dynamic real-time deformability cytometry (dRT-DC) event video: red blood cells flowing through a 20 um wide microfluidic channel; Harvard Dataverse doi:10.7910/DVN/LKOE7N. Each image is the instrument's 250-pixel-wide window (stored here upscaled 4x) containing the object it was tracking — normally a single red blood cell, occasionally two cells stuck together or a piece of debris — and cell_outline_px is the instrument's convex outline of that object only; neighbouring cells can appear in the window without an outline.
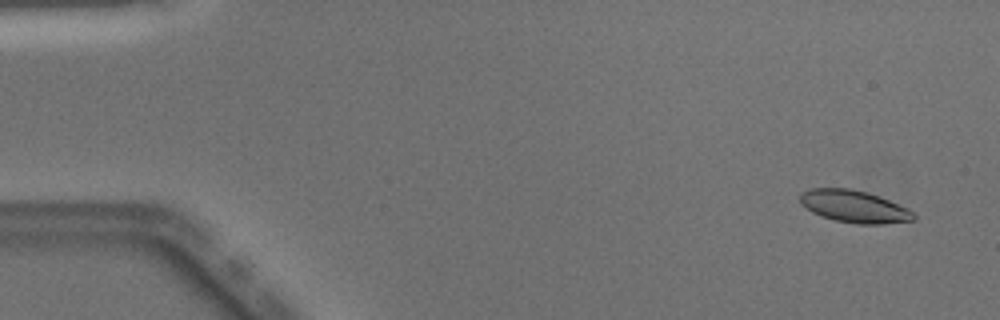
{"species": "Egyptian fruit bat (a non-hibernating species)", "species_latin": "Rousettus aegyptiacus", "temperature_condition": "warm", "stored_images_in_passage": 50, "camera_frame_rate_fps": 3000, "um_per_image_px": 0.085, "animal": {"sex": "male"}, "frame": {"image": 1, "passage_image": 3, "time_ms": 0.667, "image_size_px": [1000, 320], "cell_outline_px": [[916, 216], [912, 220], [884, 224], [856, 224], [836, 220], [820, 216], [812, 212], [800, 200], [800, 192], [812, 188], [852, 188], [868, 192], [880, 196], [908, 208]], "centroid_in_image_um": [72.62, 17.54], "position_along_channel_um": 12.4, "area_um2": 21.33}}
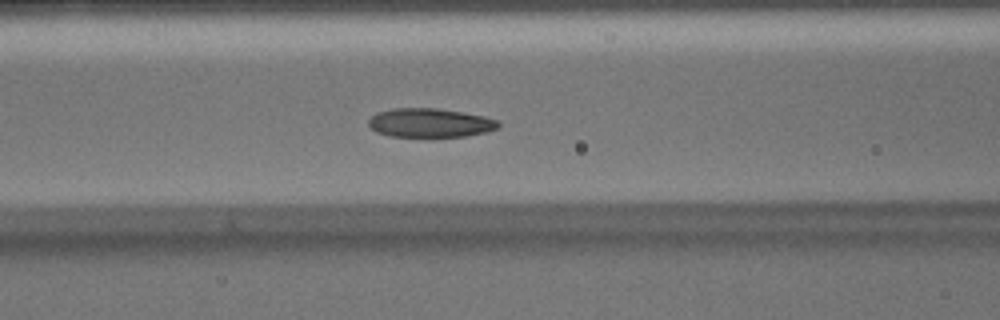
{"frame": {"image": 2, "passage_image": 21, "time_ms": 6.667, "image_size_px": [1000, 320], "cell_outline_px": [[500, 124], [496, 128], [488, 132], [468, 136], [392, 136], [376, 132], [368, 124], [368, 120], [376, 112], [392, 108], [436, 108], [484, 116], [500, 120]], "centroid_in_image_um": [36.56, 10.43], "position_along_channel_um": 130.0, "area_um2": 21.85}}
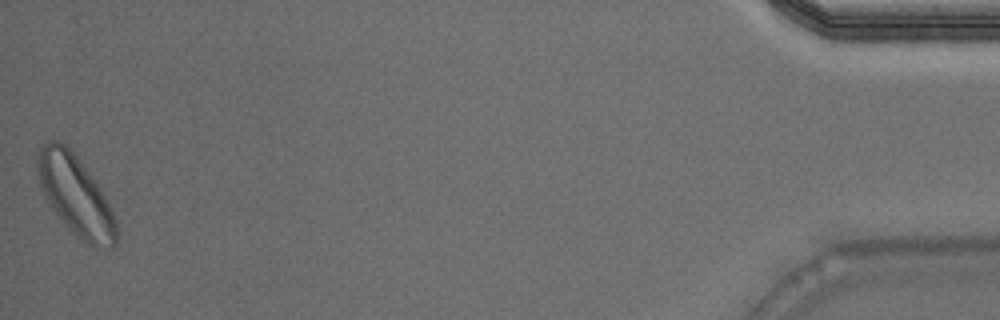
{"frame": {"image": 3, "passage_image": 50, "time_ms": 16.333, "image_size_px": [1000, 320], "cell_outline_px": [[116, 244], [112, 248], [96, 248], [80, 240], [72, 232], [52, 208], [44, 196], [36, 172], [36, 156], [40, 148], [48, 140], [56, 140], [64, 144], [76, 156], [96, 184], [104, 196], [116, 220]], "centroid_in_image_um": [6.39, 16.63], "position_along_channel_um": 428.8, "area_um2": 36.13}, "authors_computed_cell_mechanics": {"area_um2": 22.3397, "velocity_mm_per_s": 4.0386, "shape_relaxation_time_tau1_ms": 3.2495, "shape_relaxation_time_tau2_ms": 4.6141, "deformation_change_tau1": 0.1075, "deformation_change_tau2": 0.0951}}